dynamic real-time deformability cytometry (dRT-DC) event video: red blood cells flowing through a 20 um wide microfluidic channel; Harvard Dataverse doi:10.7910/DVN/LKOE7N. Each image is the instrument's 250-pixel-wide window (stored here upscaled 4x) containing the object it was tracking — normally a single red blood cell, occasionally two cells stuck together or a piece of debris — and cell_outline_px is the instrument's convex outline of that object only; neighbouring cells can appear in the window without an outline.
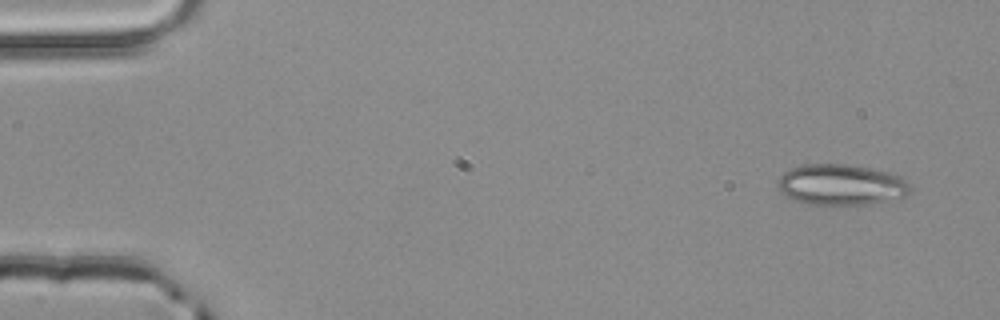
{"species": "common noctule bat (a hibernating species)", "species_latin": "Nyctalus noctula", "temperature_condition": "room temperature", "stored_images_in_passage": 4, "camera_frame_rate_fps": 3000, "um_per_image_px": 0.085, "animal": {"sex": "male", "body_mass_g": 20.4}, "frame": {"image": 1, "passage_image": 1, "time_ms": 0.0, "image_size_px": [1000, 320], "cell_outline_px": [[912, 192], [904, 196], [856, 208], [808, 204], [792, 200], [784, 196], [780, 192], [776, 184], [776, 180], [788, 168], [804, 164], [848, 164], [888, 172], [900, 176], [908, 180], [912, 184]], "centroid_in_image_um": [71.49, 15.75], "position_along_channel_um": 13.5, "area_um2": 32.95}}